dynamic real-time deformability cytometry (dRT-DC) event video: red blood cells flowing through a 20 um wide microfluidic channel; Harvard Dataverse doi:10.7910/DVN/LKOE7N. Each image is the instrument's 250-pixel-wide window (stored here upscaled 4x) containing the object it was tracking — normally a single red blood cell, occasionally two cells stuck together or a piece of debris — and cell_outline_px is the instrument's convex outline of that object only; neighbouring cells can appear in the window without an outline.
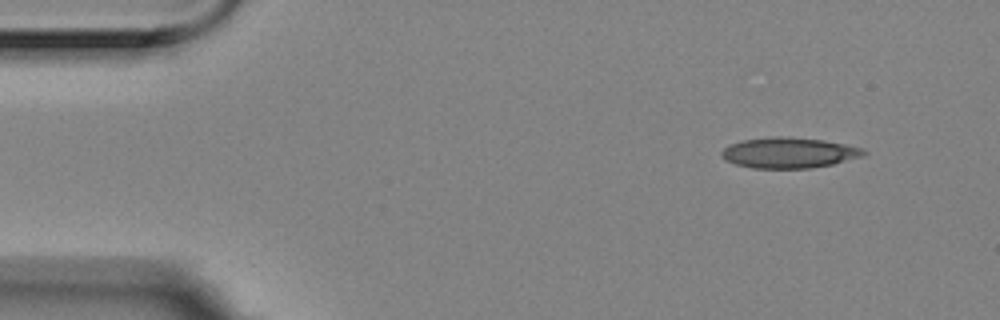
{"species": "Egyptian fruit bat (a non-hibernating species)", "species_latin": "Rousettus aegyptiacus", "temperature_condition": "room temperature", "stored_images_in_passage": 7, "camera_frame_rate_fps": 3000, "um_per_image_px": 0.085, "animal": {"sex": "female"}, "frame": {"image": 1, "passage_image": 1, "time_ms": 0.0, "image_size_px": [1000, 320], "cell_outline_px": [[868, 152], [864, 156], [832, 164], [812, 168], [752, 168], [736, 164], [724, 160], [720, 156], [720, 152], [724, 148], [732, 144], [744, 140], [772, 136], [788, 136], [824, 140], [864, 148]], "centroid_in_image_um": [67.07, 12.98], "position_along_channel_um": 17.9, "area_um2": 25.49}}
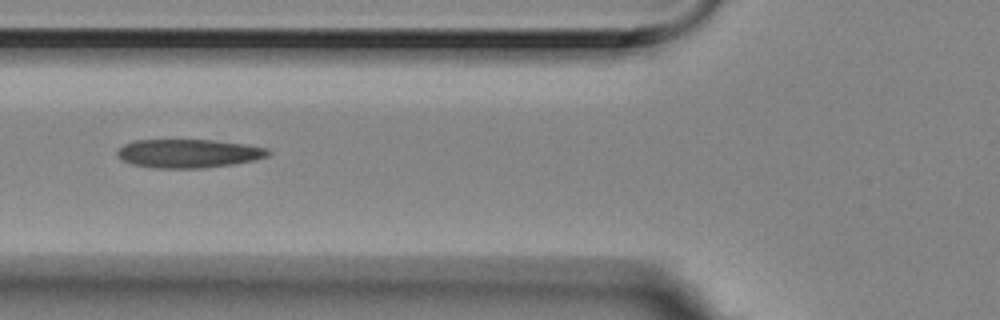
{"frame": {"image": 2, "passage_image": 5, "time_ms": 1.333, "image_size_px": [1000, 320], "cell_outline_px": [[272, 152], [268, 156], [252, 160], [232, 164], [204, 168], [152, 168], [132, 164], [120, 160], [116, 156], [116, 152], [124, 144], [136, 140], [212, 140], [244, 144], [268, 148]], "centroid_in_image_um": [15.99, 13.05], "position_along_channel_um": 109.8, "area_um2": 25.2}}
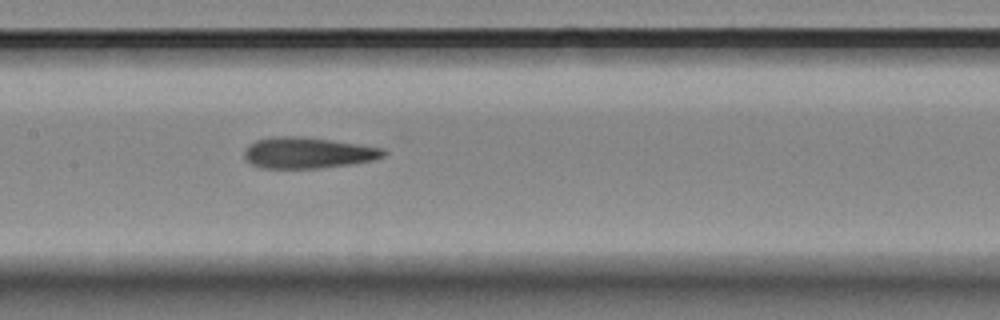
{"frame": {"image": 3, "passage_image": 7, "time_ms": 2.0, "image_size_px": [1000, 320], "cell_outline_px": [[388, 152], [384, 156], [372, 160], [348, 164], [320, 168], [260, 168], [252, 164], [244, 156], [244, 152], [256, 140], [272, 136], [300, 136], [384, 148]], "centroid_in_image_um": [26.17, 12.99], "position_along_channel_um": 181.2, "area_um2": 24.85}}